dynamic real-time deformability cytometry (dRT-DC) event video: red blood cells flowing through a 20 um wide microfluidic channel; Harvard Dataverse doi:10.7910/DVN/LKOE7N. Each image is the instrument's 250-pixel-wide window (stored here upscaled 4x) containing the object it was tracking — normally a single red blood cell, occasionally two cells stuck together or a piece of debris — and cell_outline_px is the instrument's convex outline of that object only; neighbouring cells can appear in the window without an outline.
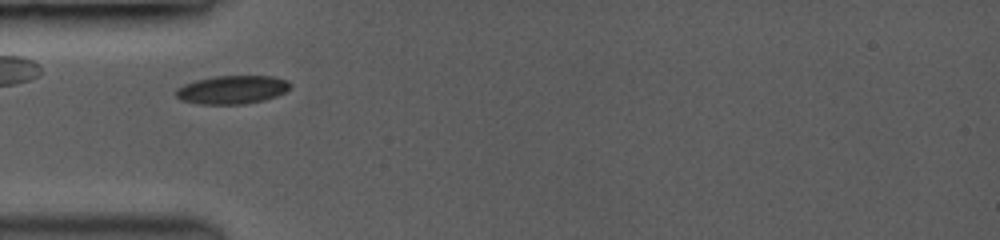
{"species": "common noctule bat (a hibernating species)", "species_latin": "Nyctalus noctula", "temperature_condition": "room temperature", "stored_images_in_passage": 4, "camera_frame_rate_fps": 3500, "um_per_image_px": 0.085, "animal": {"sex": "female", "body_mass_g": 19.0, "forearm_length_mm": 53.3}, "frame": {"image": 1, "passage_image": 3, "time_ms": 0.571, "image_size_px": [1000, 240], "cell_outline_px": [[288, 88], [284, 92], [276, 96], [264, 100], [244, 104], [200, 104], [184, 100], [176, 96], [176, 88], [184, 84], [196, 80], [216, 76], [272, 76], [288, 80]], "centroid_in_image_um": [19.72, 7.62], "position_along_channel_um": 65.3, "area_um2": 18.67}}